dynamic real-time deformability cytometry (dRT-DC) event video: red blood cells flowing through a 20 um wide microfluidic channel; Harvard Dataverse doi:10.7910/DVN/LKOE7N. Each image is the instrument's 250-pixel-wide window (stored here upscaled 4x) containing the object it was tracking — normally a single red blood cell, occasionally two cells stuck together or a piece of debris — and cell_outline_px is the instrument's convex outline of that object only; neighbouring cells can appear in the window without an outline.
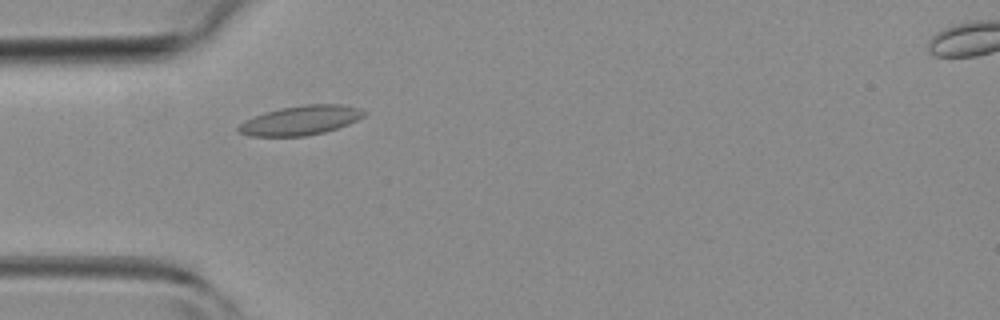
{"species": "common noctule bat (a hibernating species)", "species_latin": "Nyctalus noctula", "temperature_condition": "room temperature", "stored_images_in_passage": 4, "camera_frame_rate_fps": 3000, "um_per_image_px": 0.085, "animal": {"sex": "female", "body_mass_g": 19.3, "forearm_length_mm": 54.1}, "frame": {"image": 1, "passage_image": 3, "time_ms": 2.333, "image_size_px": [1000, 320], "cell_outline_px": [[368, 112], [364, 116], [348, 124], [324, 132], [304, 136], [252, 136], [240, 132], [236, 128], [244, 120], [264, 112], [280, 108], [304, 104], [340, 104], [360, 108]], "centroid_in_image_um": [25.56, 10.21], "position_along_channel_um": 59.4, "area_um2": 21.44}}